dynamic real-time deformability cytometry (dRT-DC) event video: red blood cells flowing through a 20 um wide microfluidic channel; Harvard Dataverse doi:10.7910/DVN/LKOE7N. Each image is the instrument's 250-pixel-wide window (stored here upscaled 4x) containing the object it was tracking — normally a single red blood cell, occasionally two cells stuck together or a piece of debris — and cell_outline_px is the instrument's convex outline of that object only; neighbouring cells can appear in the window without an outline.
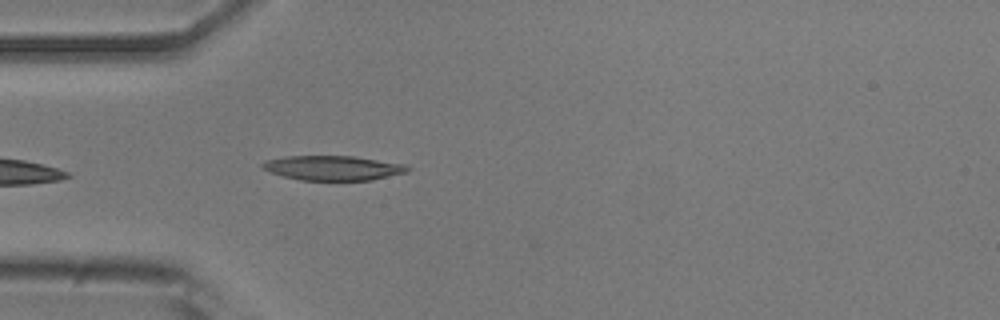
{"species": "common noctule bat (a hibernating species)", "species_latin": "Nyctalus noctula", "temperature_condition": "room temperature", "stored_images_in_passage": 4, "camera_frame_rate_fps": 3000, "um_per_image_px": 0.085, "animal": {"sex": "male", "body_mass_g": 20.5, "forearm_length_mm": 52.5}, "frame": {"image": 1, "passage_image": 4, "time_ms": 1.0, "image_size_px": [1000, 320], "cell_outline_px": [[412, 168], [408, 172], [372, 180], [300, 180], [284, 176], [260, 168], [260, 164], [264, 160], [284, 156], [352, 156], [408, 164]], "centroid_in_image_um": [28.33, 14.27], "position_along_channel_um": 56.7, "area_um2": 21.04}}